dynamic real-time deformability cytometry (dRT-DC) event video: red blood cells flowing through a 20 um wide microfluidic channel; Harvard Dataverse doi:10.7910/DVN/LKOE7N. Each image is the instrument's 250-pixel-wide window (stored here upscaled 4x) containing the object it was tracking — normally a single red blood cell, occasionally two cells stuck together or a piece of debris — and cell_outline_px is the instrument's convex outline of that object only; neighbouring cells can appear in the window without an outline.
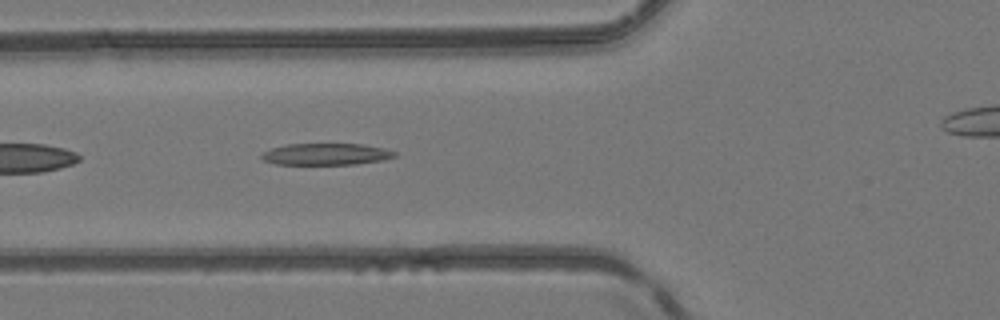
{"species": "common noctule bat (a hibernating species)", "species_latin": "Nyctalus noctula", "temperature_condition": "room temperature", "stored_images_in_passage": 30, "camera_frame_rate_fps": 3000, "um_per_image_px": 0.085, "animal": {"sex": "female", "body_mass_g": 24.6, "forearm_length_mm": 56.2}, "frame": {"image": 1, "passage_image": 4, "time_ms": 1.0, "image_size_px": [1000, 320], "cell_outline_px": [[396, 156], [384, 160], [356, 164], [276, 164], [264, 160], [260, 156], [264, 152], [272, 148], [288, 144], [360, 144], [384, 148], [396, 152]], "centroid_in_image_um": [27.74, 13.1], "position_along_channel_um": 98.1, "area_um2": 16.65}}
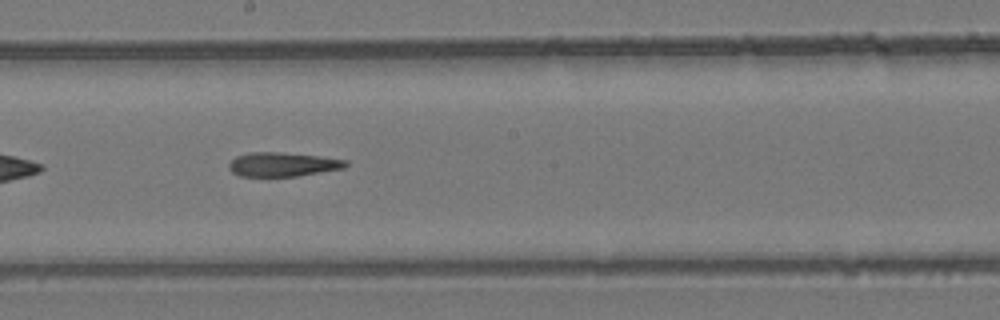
{"frame": {"image": 2, "passage_image": 13, "time_ms": 4.0, "image_size_px": [1000, 320], "cell_outline_px": [[348, 164], [344, 168], [296, 176], [240, 176], [232, 172], [228, 168], [228, 164], [236, 156], [252, 152], [280, 152], [320, 156], [348, 160]], "centroid_in_image_um": [24.03, 13.97], "position_along_channel_um": 224.2, "area_um2": 16.36}}
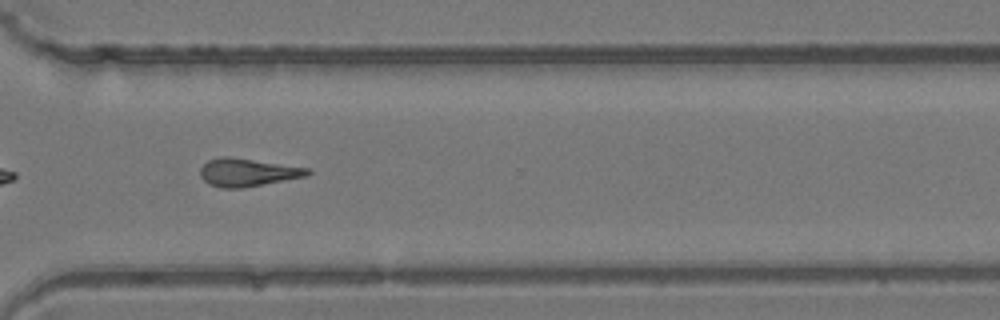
{"frame": {"image": 3, "passage_image": 22, "time_ms": 7.0, "image_size_px": [1000, 320], "cell_outline_px": [[312, 172], [308, 176], [240, 188], [220, 188], [208, 184], [200, 176], [200, 168], [208, 160], [220, 156], [228, 156], [308, 168]], "centroid_in_image_um": [21.01, 14.65], "position_along_channel_um": 349.6, "area_um2": 17.4}, "authors_computed_cell_mechanics": {"area_um2": 17.0221, "velocity_mm_per_s": 4.1898, "shape_relaxation_time_tau1_ms": null, "shape_relaxation_time_tau2_ms": 11.0339, "deformation_change_tau1": null, "deformation_change_tau2": 0.2833}}